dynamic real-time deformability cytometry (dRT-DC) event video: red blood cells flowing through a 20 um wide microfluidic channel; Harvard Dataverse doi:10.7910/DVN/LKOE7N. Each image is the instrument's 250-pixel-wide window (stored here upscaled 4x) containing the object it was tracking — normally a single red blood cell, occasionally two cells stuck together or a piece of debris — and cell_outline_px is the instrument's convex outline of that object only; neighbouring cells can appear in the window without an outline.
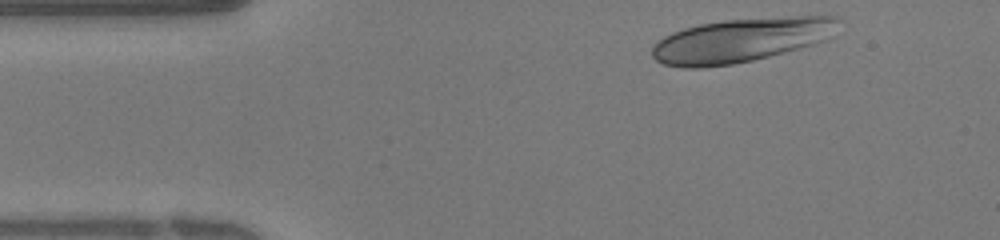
{"species": "human", "species_latin": "Homo sapiens", "temperature_condition": "warm", "stored_images_in_passage": 34, "camera_frame_rate_fps": 3000, "um_per_image_px": 0.085, "donor": {"sex": "female"}, "frame": {"image": 1, "passage_image": 1, "time_ms": 0.0, "image_size_px": [1000, 240], "cell_outline_px": [[840, 20], [832, 36], [824, 40], [812, 44], [768, 56], [752, 60], [732, 64], [700, 68], [684, 68], [664, 64], [656, 60], [652, 56], [652, 48], [664, 36], [672, 32], [684, 28], [700, 24], [724, 20], [792, 16], [836, 16]], "centroid_in_image_um": [62.97, 3.41], "position_along_channel_um": 22.0, "area_um2": 47.45}}
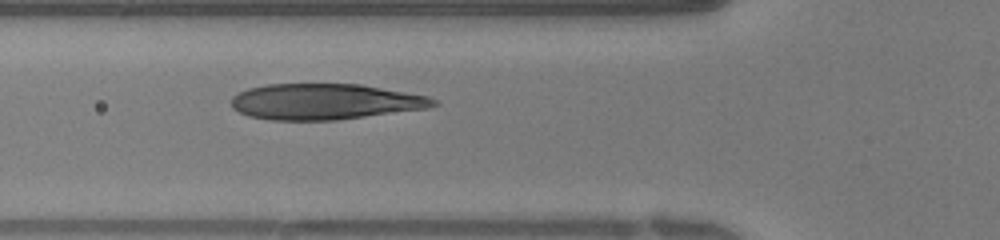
{"frame": {"image": 2, "passage_image": 9, "time_ms": 2.667, "image_size_px": [1000, 240], "cell_outline_px": [[440, 104], [428, 108], [336, 120], [272, 120], [248, 116], [232, 108], [232, 96], [248, 88], [268, 84], [360, 84], [428, 96], [436, 100]], "centroid_in_image_um": [27.62, 8.64], "position_along_channel_um": 98.2, "area_um2": 42.14}}
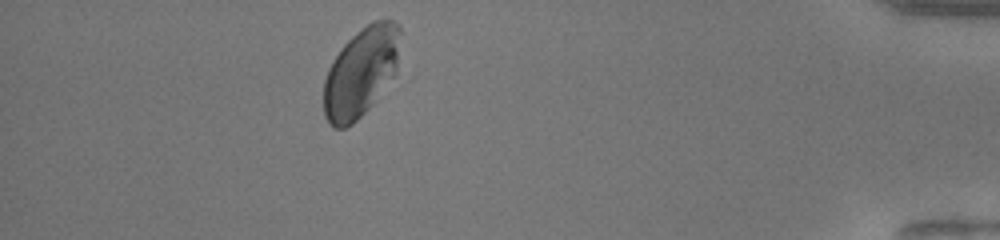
{"frame": {"image": 3, "passage_image": 30, "time_ms": 9.667, "image_size_px": [1000, 240], "cell_outline_px": [[400, 32], [396, 76], [372, 104], [352, 124], [344, 128], [332, 128], [324, 116], [324, 80], [328, 68], [340, 48], [356, 32], [372, 20], [396, 20], [400, 24]], "centroid_in_image_um": [30.69, 6.12], "position_along_channel_um": 404.5, "area_um2": 40.17}}